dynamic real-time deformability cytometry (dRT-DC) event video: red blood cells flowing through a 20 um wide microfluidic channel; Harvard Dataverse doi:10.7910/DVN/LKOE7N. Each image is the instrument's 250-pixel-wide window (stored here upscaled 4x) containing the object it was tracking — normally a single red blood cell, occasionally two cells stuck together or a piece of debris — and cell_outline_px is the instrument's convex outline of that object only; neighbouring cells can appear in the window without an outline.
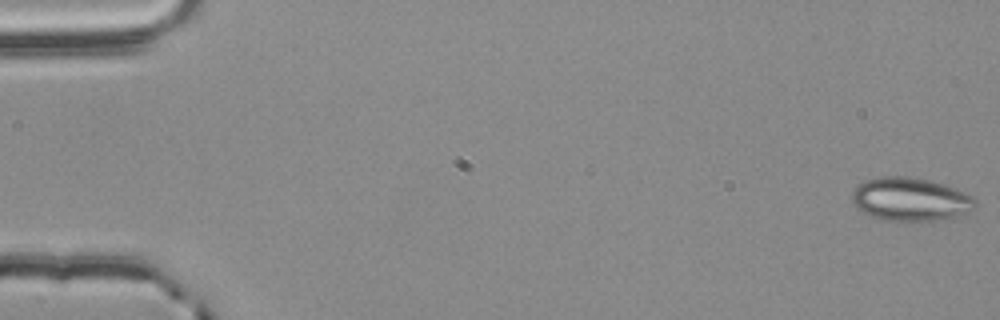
{"species": "common noctule bat (a hibernating species)", "species_latin": "Nyctalus noctula", "temperature_condition": "room temperature", "stored_images_in_passage": 15, "camera_frame_rate_fps": 3000, "um_per_image_px": 0.085, "animal": {"sex": "male", "body_mass_g": 20.4}, "frame": {"image": 1, "passage_image": 1, "time_ms": 0.0, "image_size_px": [1000, 320], "cell_outline_px": [[976, 208], [968, 212], [936, 220], [916, 224], [880, 220], [868, 216], [856, 208], [852, 200], [852, 192], [856, 184], [864, 180], [880, 176], [908, 176], [928, 180], [944, 184], [964, 192], [972, 196], [976, 200]], "centroid_in_image_um": [77.32, 16.97], "position_along_channel_um": 7.7, "area_um2": 32.08}}